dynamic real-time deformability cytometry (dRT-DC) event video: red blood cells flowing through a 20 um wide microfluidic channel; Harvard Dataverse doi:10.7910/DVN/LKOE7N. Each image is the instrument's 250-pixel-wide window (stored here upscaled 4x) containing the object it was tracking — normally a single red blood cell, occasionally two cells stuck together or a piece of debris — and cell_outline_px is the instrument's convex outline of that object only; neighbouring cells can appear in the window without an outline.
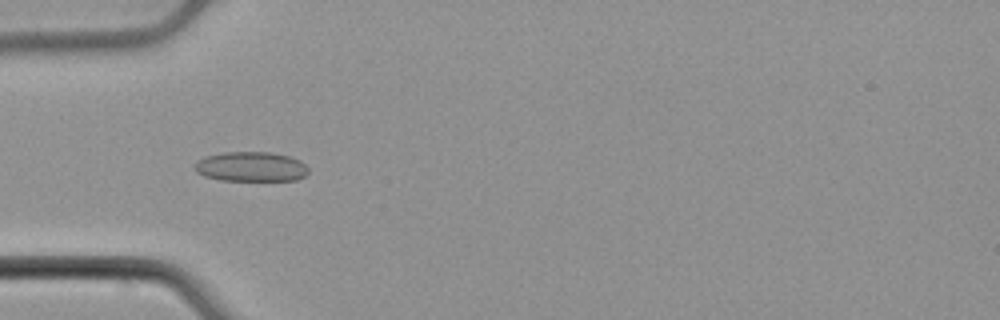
{"species": "common noctule bat (a hibernating species)", "species_latin": "Nyctalus noctula", "temperature_condition": "cold", "stored_images_in_passage": 37, "camera_frame_rate_fps": 3000, "um_per_image_px": 0.085, "animal": {"sex": "male", "body_mass_g": 21.5, "forearm_length_mm": 52.0}, "frame": {"image": 1, "passage_image": 4, "time_ms": 1.0, "image_size_px": [1000, 320], "cell_outline_px": [[308, 172], [304, 176], [296, 180], [220, 180], [204, 176], [196, 172], [196, 160], [204, 156], [224, 152], [268, 152], [288, 156], [300, 160], [308, 168]], "centroid_in_image_um": [21.32, 14.16], "position_along_channel_um": 63.7, "area_um2": 19.65}}
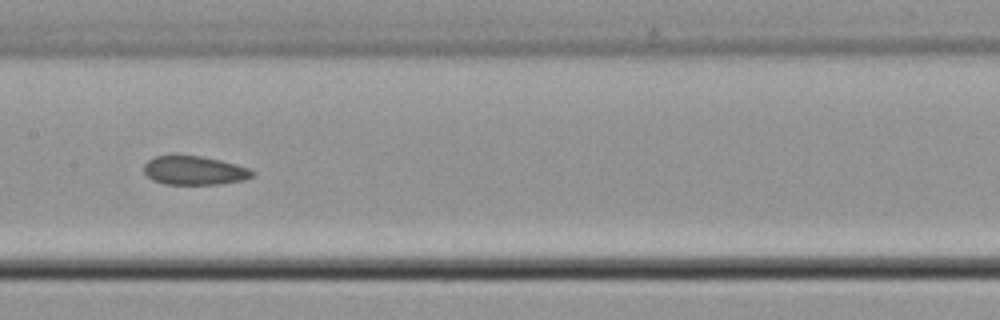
{"frame": {"image": 2, "passage_image": 14, "time_ms": 4.333, "image_size_px": [1000, 320], "cell_outline_px": [[252, 176], [244, 180], [220, 184], [164, 184], [152, 180], [144, 172], [144, 164], [152, 156], [200, 156], [220, 160], [236, 164], [248, 168], [252, 172]], "centroid_in_image_um": [16.48, 14.5], "position_along_channel_um": 190.9, "area_um2": 18.03}}
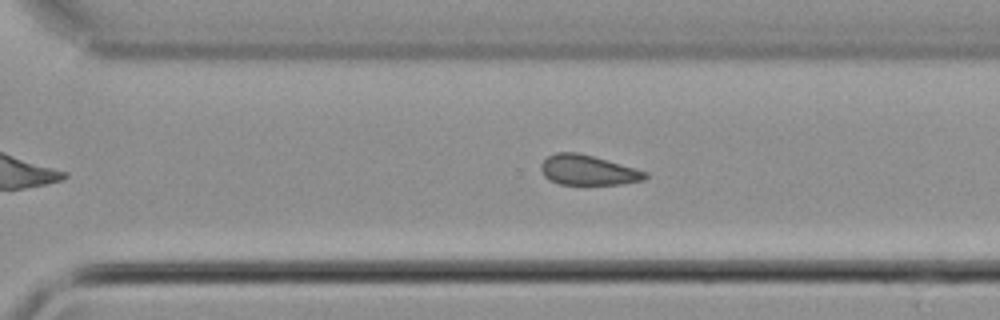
{"frame": {"image": 3, "passage_image": 24, "time_ms": 7.667, "image_size_px": [1000, 320], "cell_outline_px": [[648, 176], [644, 180], [620, 184], [560, 184], [548, 180], [544, 176], [540, 168], [540, 164], [548, 156], [556, 152], [576, 152], [592, 156], [648, 172]], "centroid_in_image_um": [49.94, 14.46], "position_along_channel_um": 320.7, "area_um2": 18.09}}